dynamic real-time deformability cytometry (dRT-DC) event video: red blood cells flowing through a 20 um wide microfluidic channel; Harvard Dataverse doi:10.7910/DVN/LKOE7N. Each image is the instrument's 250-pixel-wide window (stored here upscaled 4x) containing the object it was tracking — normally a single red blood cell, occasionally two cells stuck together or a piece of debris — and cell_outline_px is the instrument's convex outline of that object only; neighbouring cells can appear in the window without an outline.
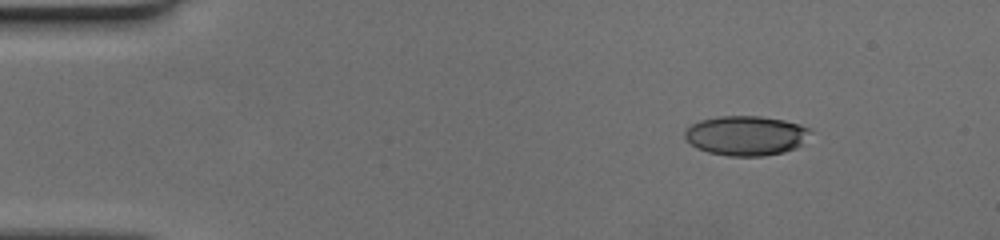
{"species": "human", "species_latin": "Homo sapiens", "temperature_condition": "cold", "stored_images_in_passage": 46, "camera_frame_rate_fps": 3000, "um_per_image_px": 0.085, "donor": {"sex": "female"}, "frame": {"image": 1, "passage_image": 1, "time_ms": 0.0, "image_size_px": [1000, 240], "cell_outline_px": [[812, 132], [796, 148], [784, 152], [764, 156], [728, 156], [708, 152], [696, 148], [684, 136], [684, 132], [692, 124], [700, 120], [720, 116], [760, 116], [784, 120], [800, 124], [808, 128]], "centroid_in_image_um": [63.41, 11.53], "position_along_channel_um": 21.6, "area_um2": 28.96}}
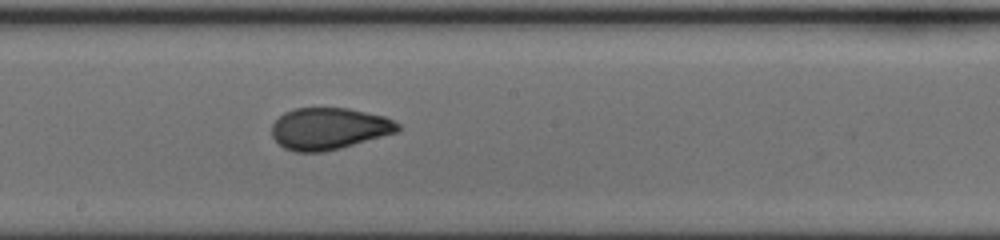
{"frame": {"image": 2, "passage_image": 23, "time_ms": 7.333, "image_size_px": [1000, 240], "cell_outline_px": [[400, 132], [340, 148], [324, 152], [296, 152], [284, 148], [272, 136], [272, 124], [284, 112], [296, 108], [348, 108], [384, 116], [400, 124]], "centroid_in_image_um": [27.98, 10.94], "position_along_channel_um": 220.2, "area_um2": 30.75}}
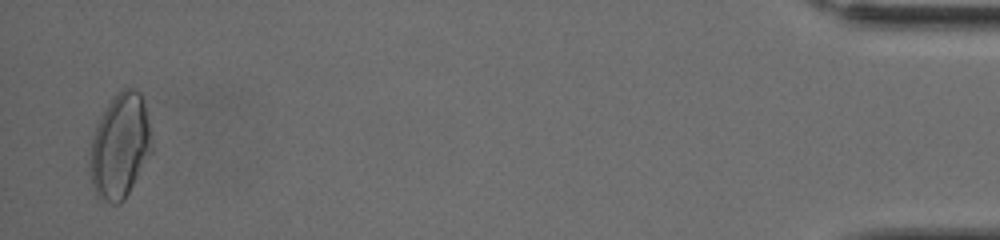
{"frame": {"image": 3, "passage_image": 45, "time_ms": 14.667, "image_size_px": [1000, 240], "cell_outline_px": [[152, 152], [124, 200], [120, 204], [112, 204], [100, 200], [96, 196], [92, 188], [88, 168], [88, 152], [100, 116], [104, 108], [112, 96], [116, 92], [124, 88], [136, 88], [140, 92], [144, 104], [152, 144]], "centroid_in_image_um": [10.15, 12.45], "position_along_channel_um": 425.1, "area_um2": 38.26}}